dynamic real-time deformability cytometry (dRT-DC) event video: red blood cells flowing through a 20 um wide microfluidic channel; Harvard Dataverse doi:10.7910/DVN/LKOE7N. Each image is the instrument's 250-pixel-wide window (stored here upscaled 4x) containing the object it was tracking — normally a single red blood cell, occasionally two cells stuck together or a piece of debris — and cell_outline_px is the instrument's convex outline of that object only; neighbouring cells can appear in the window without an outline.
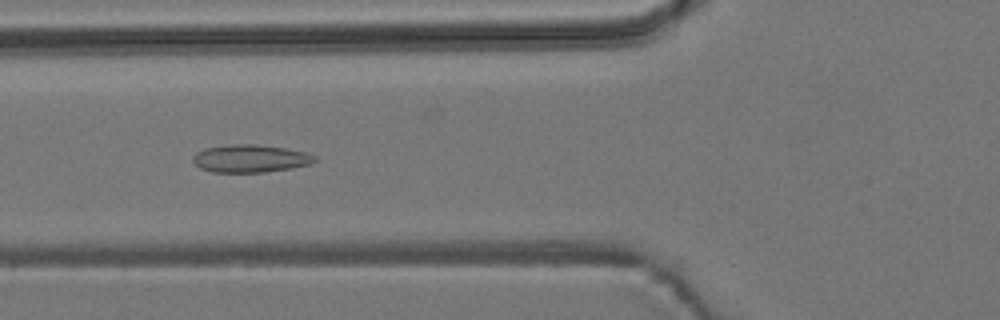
{"species": "common noctule bat (a hibernating species)", "species_latin": "Nyctalus noctula", "temperature_condition": "room temperature", "stored_images_in_passage": 47, "camera_frame_rate_fps": 3000, "um_per_image_px": 0.085, "animal": {"sex": "male", "body_mass_g": 19.2, "forearm_length_mm": 51.8}, "frame": {"image": 1, "passage_image": 12, "time_ms": 3.667, "image_size_px": [1000, 320], "cell_outline_px": [[316, 160], [308, 164], [292, 168], [264, 172], [212, 172], [200, 168], [192, 160], [192, 156], [196, 152], [204, 148], [236, 144], [256, 144], [284, 148], [304, 152], [316, 156]], "centroid_in_image_um": [21.24, 13.47], "position_along_channel_um": 104.6, "area_um2": 19.54}}
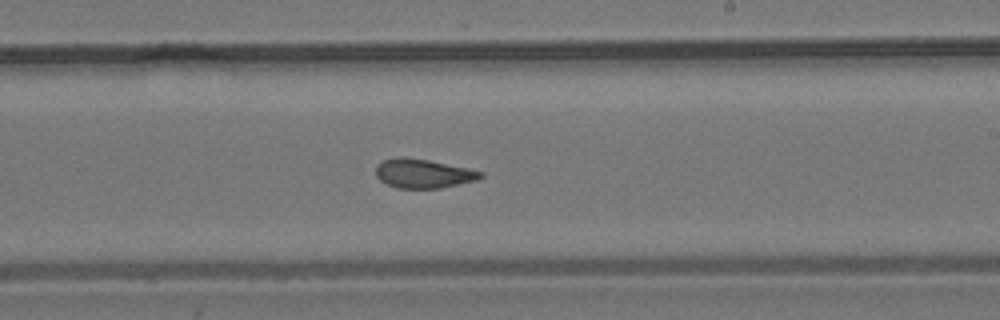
{"frame": {"image": 2, "passage_image": 24, "time_ms": 7.667, "image_size_px": [1000, 320], "cell_outline_px": [[484, 176], [476, 180], [440, 188], [396, 188], [380, 180], [376, 176], [376, 164], [384, 160], [400, 156], [428, 160], [468, 168], [484, 172]], "centroid_in_image_um": [35.97, 14.74], "position_along_channel_um": 253.0, "area_um2": 17.69}}
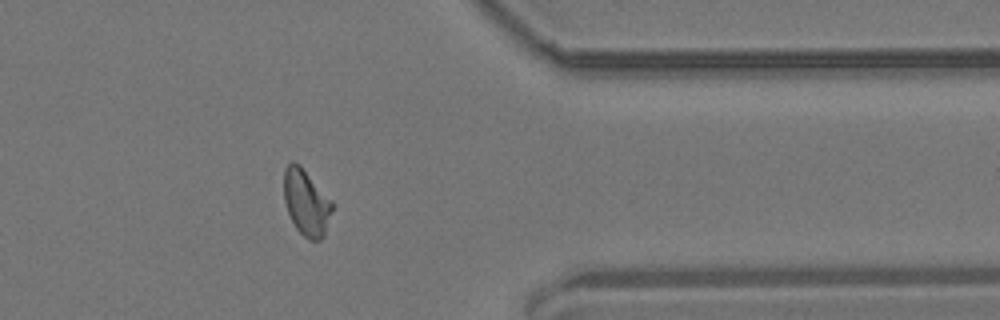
{"frame": {"image": 3, "passage_image": 36, "time_ms": 11.667, "image_size_px": [1000, 320], "cell_outline_px": [[332, 208], [324, 236], [320, 240], [308, 240], [296, 228], [288, 212], [284, 200], [284, 168], [292, 160], [300, 164], [332, 200]], "centroid_in_image_um": [26.02, 17.18], "position_along_channel_um": 385.4, "area_um2": 18.55}, "authors_computed_cell_mechanics": {"area_um2": 18.207, "velocity_mm_per_s": 3.7056, "shape_relaxation_time_tau1_ms": null, "shape_relaxation_time_tau2_ms": 1.726, "deformation_change_tau1": null, "deformation_change_tau2": 0.0884}}